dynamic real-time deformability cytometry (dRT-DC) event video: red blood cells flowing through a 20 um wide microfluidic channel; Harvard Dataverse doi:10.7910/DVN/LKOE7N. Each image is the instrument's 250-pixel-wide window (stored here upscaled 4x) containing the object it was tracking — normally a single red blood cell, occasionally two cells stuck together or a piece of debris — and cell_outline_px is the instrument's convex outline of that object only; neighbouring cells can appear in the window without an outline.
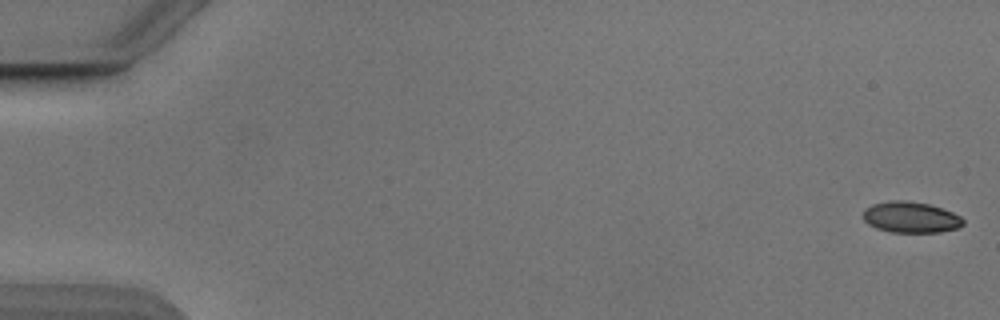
{"species": "Egyptian fruit bat (a non-hibernating species)", "species_latin": "Rousettus aegyptiacus", "temperature_condition": "cold", "stored_images_in_passage": 18, "camera_frame_rate_fps": 3000, "um_per_image_px": 0.085, "animal": {"sex": "male"}, "frame": {"image": 1, "passage_image": 1, "time_ms": 0.0, "image_size_px": [1000, 320], "cell_outline_px": [[964, 224], [956, 228], [940, 232], [892, 232], [876, 228], [868, 224], [864, 220], [864, 208], [872, 204], [888, 200], [904, 200], [928, 204], [952, 212], [960, 216], [964, 220]], "centroid_in_image_um": [77.39, 18.46], "position_along_channel_um": 7.6, "area_um2": 18.03}}
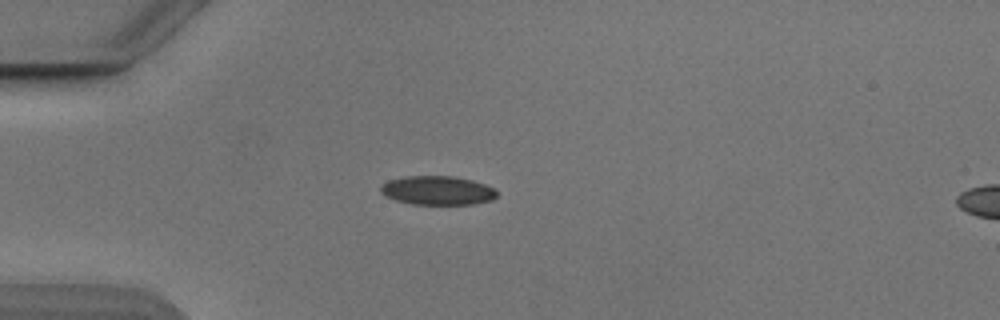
{"frame": {"image": 2, "passage_image": 15, "time_ms": 4.667, "image_size_px": [1000, 320], "cell_outline_px": [[496, 196], [492, 200], [472, 204], [412, 204], [396, 200], [380, 192], [380, 184], [388, 180], [404, 176], [456, 176], [472, 180], [484, 184], [492, 188], [496, 192]], "centroid_in_image_um": [37.15, 16.18], "position_along_channel_um": 47.8, "area_um2": 19.54}}